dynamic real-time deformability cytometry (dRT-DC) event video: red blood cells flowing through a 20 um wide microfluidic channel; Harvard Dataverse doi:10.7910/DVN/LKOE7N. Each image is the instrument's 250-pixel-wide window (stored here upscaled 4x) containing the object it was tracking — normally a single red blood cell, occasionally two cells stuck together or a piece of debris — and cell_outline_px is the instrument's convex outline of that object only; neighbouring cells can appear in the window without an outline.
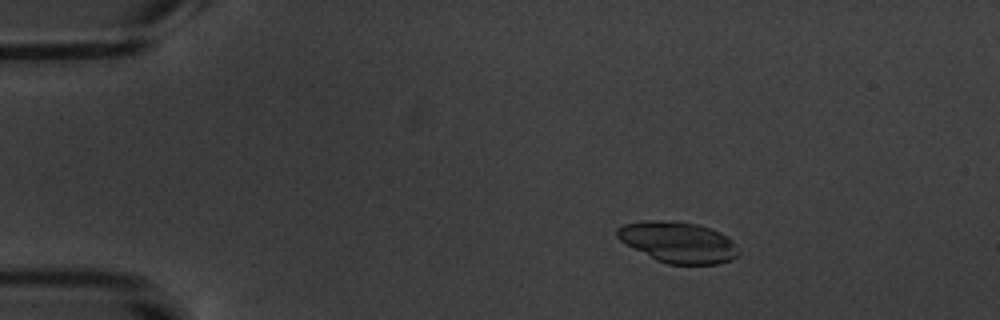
{"species": "common noctule bat (a hibernating species)", "species_latin": "Nyctalus noctula", "temperature_condition": "warm", "stored_images_in_passage": 6, "camera_frame_rate_fps": 3000, "um_per_image_px": 0.085, "animal": {"sex": "male", "body_mass_g": 20.1, "forearm_length_mm": 53.5}, "frame": {"image": 1, "passage_image": 4, "time_ms": 3.333, "image_size_px": [1000, 320], "cell_outline_px": [[740, 256], [732, 260], [716, 264], [668, 264], [656, 260], [620, 240], [616, 236], [616, 228], [624, 224], [648, 220], [656, 220], [696, 224], [712, 228], [728, 236], [732, 240], [740, 252]], "centroid_in_image_um": [57.68, 20.6], "position_along_channel_um": 27.3, "area_um2": 28.9}}